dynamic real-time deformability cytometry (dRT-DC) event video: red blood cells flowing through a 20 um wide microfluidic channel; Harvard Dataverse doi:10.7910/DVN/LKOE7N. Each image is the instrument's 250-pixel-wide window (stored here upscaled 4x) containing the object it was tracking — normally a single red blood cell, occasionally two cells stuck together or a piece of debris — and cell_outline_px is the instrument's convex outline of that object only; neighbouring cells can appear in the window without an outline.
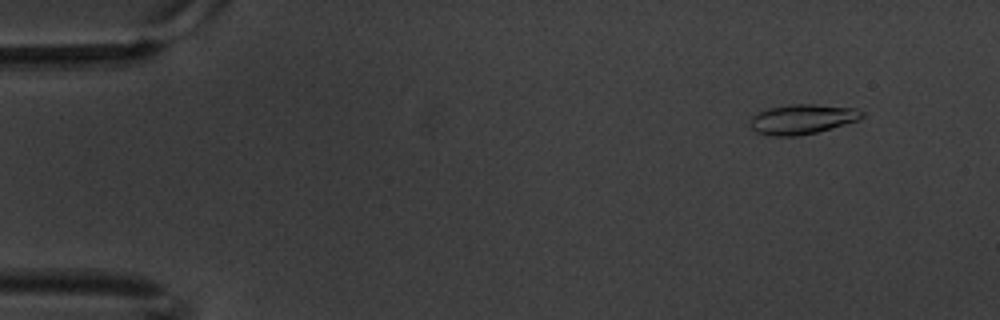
{"species": "common noctule bat (a hibernating species)", "species_latin": "Nyctalus noctula", "temperature_condition": "warm", "stored_images_in_passage": 7, "camera_frame_rate_fps": 3000, "um_per_image_px": 0.085, "animal": {"sex": "male", "body_mass_g": 20.1, "forearm_length_mm": 53.5}, "frame": {"image": 1, "passage_image": 2, "time_ms": 0.333, "image_size_px": [1000, 320], "cell_outline_px": [[864, 116], [860, 120], [816, 132], [796, 136], [768, 136], [756, 132], [748, 124], [748, 120], [752, 116], [768, 108], [792, 104], [816, 104], [856, 108], [864, 112]], "centroid_in_image_um": [68.18, 10.13], "position_along_channel_um": 16.8, "area_um2": 19.59}}
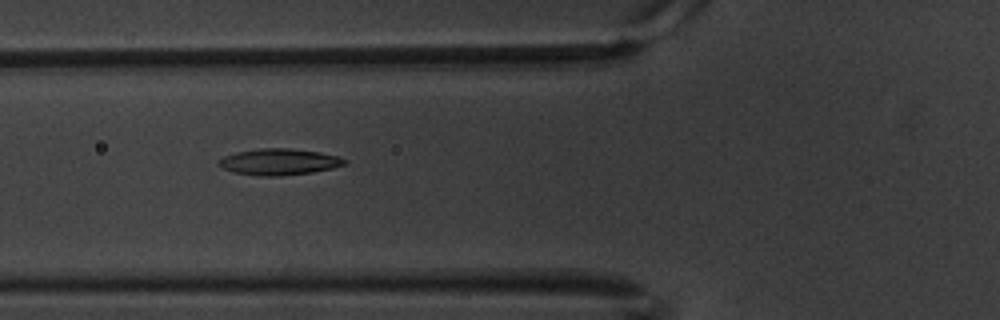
{"frame": {"image": 2, "passage_image": 6, "time_ms": 1.667, "image_size_px": [1000, 320], "cell_outline_px": [[348, 164], [332, 168], [312, 172], [280, 176], [260, 176], [232, 172], [216, 164], [216, 160], [224, 156], [236, 152], [260, 148], [288, 148], [320, 152], [336, 156], [348, 160]], "centroid_in_image_um": [23.7, 13.76], "position_along_channel_um": 102.1, "area_um2": 19.42}}
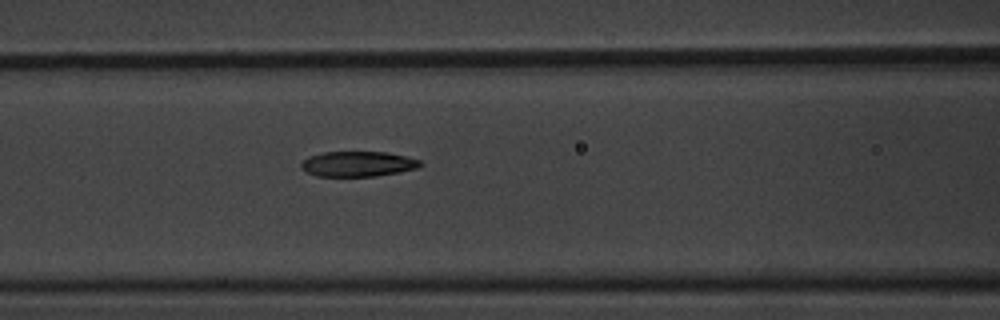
{"frame": {"image": 3, "passage_image": 7, "time_ms": 2.0, "image_size_px": [1000, 320], "cell_outline_px": [[424, 164], [420, 168], [400, 172], [376, 176], [316, 176], [300, 168], [300, 164], [308, 156], [324, 152], [388, 152], [408, 156], [420, 160]], "centroid_in_image_um": [30.47, 13.93], "position_along_channel_um": 136.1, "area_um2": 17.74}}